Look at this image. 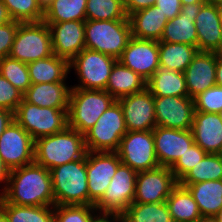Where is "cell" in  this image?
Wrapping results in <instances>:
<instances>
[{"instance_id": "cell-1", "label": "cell", "mask_w": 222, "mask_h": 222, "mask_svg": "<svg viewBox=\"0 0 222 222\" xmlns=\"http://www.w3.org/2000/svg\"><path fill=\"white\" fill-rule=\"evenodd\" d=\"M7 203L24 206H54L50 170L33 162L11 170L4 192Z\"/></svg>"}, {"instance_id": "cell-2", "label": "cell", "mask_w": 222, "mask_h": 222, "mask_svg": "<svg viewBox=\"0 0 222 222\" xmlns=\"http://www.w3.org/2000/svg\"><path fill=\"white\" fill-rule=\"evenodd\" d=\"M84 135L67 127L64 131L35 140L34 162L51 170L86 155Z\"/></svg>"}, {"instance_id": "cell-3", "label": "cell", "mask_w": 222, "mask_h": 222, "mask_svg": "<svg viewBox=\"0 0 222 222\" xmlns=\"http://www.w3.org/2000/svg\"><path fill=\"white\" fill-rule=\"evenodd\" d=\"M55 205H89L86 155L50 170Z\"/></svg>"}, {"instance_id": "cell-4", "label": "cell", "mask_w": 222, "mask_h": 222, "mask_svg": "<svg viewBox=\"0 0 222 222\" xmlns=\"http://www.w3.org/2000/svg\"><path fill=\"white\" fill-rule=\"evenodd\" d=\"M115 101L105 90L71 88L68 127L84 135Z\"/></svg>"}, {"instance_id": "cell-5", "label": "cell", "mask_w": 222, "mask_h": 222, "mask_svg": "<svg viewBox=\"0 0 222 222\" xmlns=\"http://www.w3.org/2000/svg\"><path fill=\"white\" fill-rule=\"evenodd\" d=\"M131 37L129 19L85 21V48L117 60Z\"/></svg>"}, {"instance_id": "cell-6", "label": "cell", "mask_w": 222, "mask_h": 222, "mask_svg": "<svg viewBox=\"0 0 222 222\" xmlns=\"http://www.w3.org/2000/svg\"><path fill=\"white\" fill-rule=\"evenodd\" d=\"M13 119L36 140L64 131L68 127V109L39 107L22 100Z\"/></svg>"}, {"instance_id": "cell-7", "label": "cell", "mask_w": 222, "mask_h": 222, "mask_svg": "<svg viewBox=\"0 0 222 222\" xmlns=\"http://www.w3.org/2000/svg\"><path fill=\"white\" fill-rule=\"evenodd\" d=\"M127 131L122 107L116 100L84 134L86 150L116 152Z\"/></svg>"}, {"instance_id": "cell-8", "label": "cell", "mask_w": 222, "mask_h": 222, "mask_svg": "<svg viewBox=\"0 0 222 222\" xmlns=\"http://www.w3.org/2000/svg\"><path fill=\"white\" fill-rule=\"evenodd\" d=\"M53 55L51 33L42 22L20 23L9 57L23 63H31Z\"/></svg>"}, {"instance_id": "cell-9", "label": "cell", "mask_w": 222, "mask_h": 222, "mask_svg": "<svg viewBox=\"0 0 222 222\" xmlns=\"http://www.w3.org/2000/svg\"><path fill=\"white\" fill-rule=\"evenodd\" d=\"M118 60L104 53L83 49L69 62L80 84L72 88L105 90L114 64Z\"/></svg>"}, {"instance_id": "cell-10", "label": "cell", "mask_w": 222, "mask_h": 222, "mask_svg": "<svg viewBox=\"0 0 222 222\" xmlns=\"http://www.w3.org/2000/svg\"><path fill=\"white\" fill-rule=\"evenodd\" d=\"M116 152L122 164L137 172L160 166L155 153L152 130L127 131Z\"/></svg>"}, {"instance_id": "cell-11", "label": "cell", "mask_w": 222, "mask_h": 222, "mask_svg": "<svg viewBox=\"0 0 222 222\" xmlns=\"http://www.w3.org/2000/svg\"><path fill=\"white\" fill-rule=\"evenodd\" d=\"M137 171L120 164L102 198L94 205L98 213L122 214L135 196Z\"/></svg>"}, {"instance_id": "cell-12", "label": "cell", "mask_w": 222, "mask_h": 222, "mask_svg": "<svg viewBox=\"0 0 222 222\" xmlns=\"http://www.w3.org/2000/svg\"><path fill=\"white\" fill-rule=\"evenodd\" d=\"M35 140L14 119L0 136V157L11 171L34 162Z\"/></svg>"}, {"instance_id": "cell-13", "label": "cell", "mask_w": 222, "mask_h": 222, "mask_svg": "<svg viewBox=\"0 0 222 222\" xmlns=\"http://www.w3.org/2000/svg\"><path fill=\"white\" fill-rule=\"evenodd\" d=\"M120 164L117 152H86L90 206H94L102 198Z\"/></svg>"}, {"instance_id": "cell-14", "label": "cell", "mask_w": 222, "mask_h": 222, "mask_svg": "<svg viewBox=\"0 0 222 222\" xmlns=\"http://www.w3.org/2000/svg\"><path fill=\"white\" fill-rule=\"evenodd\" d=\"M178 184L169 167L140 171L136 177L133 203L166 202L173 188Z\"/></svg>"}, {"instance_id": "cell-15", "label": "cell", "mask_w": 222, "mask_h": 222, "mask_svg": "<svg viewBox=\"0 0 222 222\" xmlns=\"http://www.w3.org/2000/svg\"><path fill=\"white\" fill-rule=\"evenodd\" d=\"M156 126L191 130L195 107L189 96L154 97Z\"/></svg>"}, {"instance_id": "cell-16", "label": "cell", "mask_w": 222, "mask_h": 222, "mask_svg": "<svg viewBox=\"0 0 222 222\" xmlns=\"http://www.w3.org/2000/svg\"><path fill=\"white\" fill-rule=\"evenodd\" d=\"M118 61L148 81L160 67L158 41L131 37Z\"/></svg>"}, {"instance_id": "cell-17", "label": "cell", "mask_w": 222, "mask_h": 222, "mask_svg": "<svg viewBox=\"0 0 222 222\" xmlns=\"http://www.w3.org/2000/svg\"><path fill=\"white\" fill-rule=\"evenodd\" d=\"M117 101L128 131H148L156 127L154 96L147 87Z\"/></svg>"}, {"instance_id": "cell-18", "label": "cell", "mask_w": 222, "mask_h": 222, "mask_svg": "<svg viewBox=\"0 0 222 222\" xmlns=\"http://www.w3.org/2000/svg\"><path fill=\"white\" fill-rule=\"evenodd\" d=\"M152 132L156 157L162 167L170 168L194 143L192 130L156 126Z\"/></svg>"}, {"instance_id": "cell-19", "label": "cell", "mask_w": 222, "mask_h": 222, "mask_svg": "<svg viewBox=\"0 0 222 222\" xmlns=\"http://www.w3.org/2000/svg\"><path fill=\"white\" fill-rule=\"evenodd\" d=\"M46 24L51 33L53 54L70 62L85 49V21Z\"/></svg>"}, {"instance_id": "cell-20", "label": "cell", "mask_w": 222, "mask_h": 222, "mask_svg": "<svg viewBox=\"0 0 222 222\" xmlns=\"http://www.w3.org/2000/svg\"><path fill=\"white\" fill-rule=\"evenodd\" d=\"M217 56L211 51H198L187 66L184 75L188 96L196 97L208 88L216 85Z\"/></svg>"}, {"instance_id": "cell-21", "label": "cell", "mask_w": 222, "mask_h": 222, "mask_svg": "<svg viewBox=\"0 0 222 222\" xmlns=\"http://www.w3.org/2000/svg\"><path fill=\"white\" fill-rule=\"evenodd\" d=\"M195 26L198 36V51L215 52L222 42V26L218 7L208 2L198 6Z\"/></svg>"}, {"instance_id": "cell-22", "label": "cell", "mask_w": 222, "mask_h": 222, "mask_svg": "<svg viewBox=\"0 0 222 222\" xmlns=\"http://www.w3.org/2000/svg\"><path fill=\"white\" fill-rule=\"evenodd\" d=\"M194 143L207 153L222 152V117L219 113L195 111L192 124Z\"/></svg>"}, {"instance_id": "cell-23", "label": "cell", "mask_w": 222, "mask_h": 222, "mask_svg": "<svg viewBox=\"0 0 222 222\" xmlns=\"http://www.w3.org/2000/svg\"><path fill=\"white\" fill-rule=\"evenodd\" d=\"M134 38L160 41L168 19L160 8L153 5L128 16Z\"/></svg>"}, {"instance_id": "cell-24", "label": "cell", "mask_w": 222, "mask_h": 222, "mask_svg": "<svg viewBox=\"0 0 222 222\" xmlns=\"http://www.w3.org/2000/svg\"><path fill=\"white\" fill-rule=\"evenodd\" d=\"M66 82L31 84L23 100L39 107L68 109L71 88Z\"/></svg>"}, {"instance_id": "cell-25", "label": "cell", "mask_w": 222, "mask_h": 222, "mask_svg": "<svg viewBox=\"0 0 222 222\" xmlns=\"http://www.w3.org/2000/svg\"><path fill=\"white\" fill-rule=\"evenodd\" d=\"M196 9L183 8L180 14L168 20L160 41L196 46L198 36L195 26Z\"/></svg>"}, {"instance_id": "cell-26", "label": "cell", "mask_w": 222, "mask_h": 222, "mask_svg": "<svg viewBox=\"0 0 222 222\" xmlns=\"http://www.w3.org/2000/svg\"><path fill=\"white\" fill-rule=\"evenodd\" d=\"M147 87V81L133 70L117 61L109 76L105 91L115 100L140 92Z\"/></svg>"}, {"instance_id": "cell-27", "label": "cell", "mask_w": 222, "mask_h": 222, "mask_svg": "<svg viewBox=\"0 0 222 222\" xmlns=\"http://www.w3.org/2000/svg\"><path fill=\"white\" fill-rule=\"evenodd\" d=\"M27 65L31 84L65 82L70 73L69 61L56 54Z\"/></svg>"}, {"instance_id": "cell-28", "label": "cell", "mask_w": 222, "mask_h": 222, "mask_svg": "<svg viewBox=\"0 0 222 222\" xmlns=\"http://www.w3.org/2000/svg\"><path fill=\"white\" fill-rule=\"evenodd\" d=\"M186 187L196 201L202 217H213L222 208V180H211Z\"/></svg>"}, {"instance_id": "cell-29", "label": "cell", "mask_w": 222, "mask_h": 222, "mask_svg": "<svg viewBox=\"0 0 222 222\" xmlns=\"http://www.w3.org/2000/svg\"><path fill=\"white\" fill-rule=\"evenodd\" d=\"M147 88L154 97L188 96L184 73L162 67L147 81Z\"/></svg>"}, {"instance_id": "cell-30", "label": "cell", "mask_w": 222, "mask_h": 222, "mask_svg": "<svg viewBox=\"0 0 222 222\" xmlns=\"http://www.w3.org/2000/svg\"><path fill=\"white\" fill-rule=\"evenodd\" d=\"M166 204L174 222H198L202 218L198 205L189 190L179 183L166 199Z\"/></svg>"}, {"instance_id": "cell-31", "label": "cell", "mask_w": 222, "mask_h": 222, "mask_svg": "<svg viewBox=\"0 0 222 222\" xmlns=\"http://www.w3.org/2000/svg\"><path fill=\"white\" fill-rule=\"evenodd\" d=\"M159 65L162 68L184 73L198 52L196 46L183 43H168L158 41Z\"/></svg>"}, {"instance_id": "cell-32", "label": "cell", "mask_w": 222, "mask_h": 222, "mask_svg": "<svg viewBox=\"0 0 222 222\" xmlns=\"http://www.w3.org/2000/svg\"><path fill=\"white\" fill-rule=\"evenodd\" d=\"M87 0H53L44 8L45 23L86 21Z\"/></svg>"}, {"instance_id": "cell-33", "label": "cell", "mask_w": 222, "mask_h": 222, "mask_svg": "<svg viewBox=\"0 0 222 222\" xmlns=\"http://www.w3.org/2000/svg\"><path fill=\"white\" fill-rule=\"evenodd\" d=\"M0 208L9 222H54V206L15 205L0 196Z\"/></svg>"}, {"instance_id": "cell-34", "label": "cell", "mask_w": 222, "mask_h": 222, "mask_svg": "<svg viewBox=\"0 0 222 222\" xmlns=\"http://www.w3.org/2000/svg\"><path fill=\"white\" fill-rule=\"evenodd\" d=\"M211 180H222V156L220 154L208 153L178 183L191 185Z\"/></svg>"}, {"instance_id": "cell-35", "label": "cell", "mask_w": 222, "mask_h": 222, "mask_svg": "<svg viewBox=\"0 0 222 222\" xmlns=\"http://www.w3.org/2000/svg\"><path fill=\"white\" fill-rule=\"evenodd\" d=\"M122 214L131 222H173L166 202L132 203Z\"/></svg>"}, {"instance_id": "cell-36", "label": "cell", "mask_w": 222, "mask_h": 222, "mask_svg": "<svg viewBox=\"0 0 222 222\" xmlns=\"http://www.w3.org/2000/svg\"><path fill=\"white\" fill-rule=\"evenodd\" d=\"M128 19L123 0H87L86 20Z\"/></svg>"}, {"instance_id": "cell-37", "label": "cell", "mask_w": 222, "mask_h": 222, "mask_svg": "<svg viewBox=\"0 0 222 222\" xmlns=\"http://www.w3.org/2000/svg\"><path fill=\"white\" fill-rule=\"evenodd\" d=\"M12 20L21 23L42 22L44 9L38 0H1Z\"/></svg>"}, {"instance_id": "cell-38", "label": "cell", "mask_w": 222, "mask_h": 222, "mask_svg": "<svg viewBox=\"0 0 222 222\" xmlns=\"http://www.w3.org/2000/svg\"><path fill=\"white\" fill-rule=\"evenodd\" d=\"M0 74L23 94L31 86L28 65L9 56L0 60Z\"/></svg>"}, {"instance_id": "cell-39", "label": "cell", "mask_w": 222, "mask_h": 222, "mask_svg": "<svg viewBox=\"0 0 222 222\" xmlns=\"http://www.w3.org/2000/svg\"><path fill=\"white\" fill-rule=\"evenodd\" d=\"M97 209L90 205H54V222H92Z\"/></svg>"}, {"instance_id": "cell-40", "label": "cell", "mask_w": 222, "mask_h": 222, "mask_svg": "<svg viewBox=\"0 0 222 222\" xmlns=\"http://www.w3.org/2000/svg\"><path fill=\"white\" fill-rule=\"evenodd\" d=\"M195 111L206 113L222 112V87L214 85L193 98Z\"/></svg>"}, {"instance_id": "cell-41", "label": "cell", "mask_w": 222, "mask_h": 222, "mask_svg": "<svg viewBox=\"0 0 222 222\" xmlns=\"http://www.w3.org/2000/svg\"><path fill=\"white\" fill-rule=\"evenodd\" d=\"M208 153L193 143L187 151L170 167L174 177L179 181L190 169L200 162Z\"/></svg>"}, {"instance_id": "cell-42", "label": "cell", "mask_w": 222, "mask_h": 222, "mask_svg": "<svg viewBox=\"0 0 222 222\" xmlns=\"http://www.w3.org/2000/svg\"><path fill=\"white\" fill-rule=\"evenodd\" d=\"M23 100V93L0 74V109L14 114Z\"/></svg>"}, {"instance_id": "cell-43", "label": "cell", "mask_w": 222, "mask_h": 222, "mask_svg": "<svg viewBox=\"0 0 222 222\" xmlns=\"http://www.w3.org/2000/svg\"><path fill=\"white\" fill-rule=\"evenodd\" d=\"M20 23L12 20L0 25V60L9 56Z\"/></svg>"}, {"instance_id": "cell-44", "label": "cell", "mask_w": 222, "mask_h": 222, "mask_svg": "<svg viewBox=\"0 0 222 222\" xmlns=\"http://www.w3.org/2000/svg\"><path fill=\"white\" fill-rule=\"evenodd\" d=\"M155 6L160 8V11L166 15L168 20L176 17L183 9L180 0H156Z\"/></svg>"}, {"instance_id": "cell-45", "label": "cell", "mask_w": 222, "mask_h": 222, "mask_svg": "<svg viewBox=\"0 0 222 222\" xmlns=\"http://www.w3.org/2000/svg\"><path fill=\"white\" fill-rule=\"evenodd\" d=\"M126 14H130L155 5L156 0H123Z\"/></svg>"}, {"instance_id": "cell-46", "label": "cell", "mask_w": 222, "mask_h": 222, "mask_svg": "<svg viewBox=\"0 0 222 222\" xmlns=\"http://www.w3.org/2000/svg\"><path fill=\"white\" fill-rule=\"evenodd\" d=\"M12 120H13L12 112L0 109V136Z\"/></svg>"}, {"instance_id": "cell-47", "label": "cell", "mask_w": 222, "mask_h": 222, "mask_svg": "<svg viewBox=\"0 0 222 222\" xmlns=\"http://www.w3.org/2000/svg\"><path fill=\"white\" fill-rule=\"evenodd\" d=\"M9 173L10 170L5 166V164L3 163V160L0 157V185L3 183L5 186H3L2 188V192H0V195L4 192L7 183H8V179H9Z\"/></svg>"}, {"instance_id": "cell-48", "label": "cell", "mask_w": 222, "mask_h": 222, "mask_svg": "<svg viewBox=\"0 0 222 222\" xmlns=\"http://www.w3.org/2000/svg\"><path fill=\"white\" fill-rule=\"evenodd\" d=\"M92 222H116V213H96Z\"/></svg>"}, {"instance_id": "cell-49", "label": "cell", "mask_w": 222, "mask_h": 222, "mask_svg": "<svg viewBox=\"0 0 222 222\" xmlns=\"http://www.w3.org/2000/svg\"><path fill=\"white\" fill-rule=\"evenodd\" d=\"M12 19L7 11V7L0 0V25L11 22Z\"/></svg>"}, {"instance_id": "cell-50", "label": "cell", "mask_w": 222, "mask_h": 222, "mask_svg": "<svg viewBox=\"0 0 222 222\" xmlns=\"http://www.w3.org/2000/svg\"><path fill=\"white\" fill-rule=\"evenodd\" d=\"M183 8L196 9L198 6L207 2V0H180Z\"/></svg>"}, {"instance_id": "cell-51", "label": "cell", "mask_w": 222, "mask_h": 222, "mask_svg": "<svg viewBox=\"0 0 222 222\" xmlns=\"http://www.w3.org/2000/svg\"><path fill=\"white\" fill-rule=\"evenodd\" d=\"M216 85L222 87V58L217 57V64H216Z\"/></svg>"}, {"instance_id": "cell-52", "label": "cell", "mask_w": 222, "mask_h": 222, "mask_svg": "<svg viewBox=\"0 0 222 222\" xmlns=\"http://www.w3.org/2000/svg\"><path fill=\"white\" fill-rule=\"evenodd\" d=\"M116 222H131L123 214L116 213Z\"/></svg>"}, {"instance_id": "cell-53", "label": "cell", "mask_w": 222, "mask_h": 222, "mask_svg": "<svg viewBox=\"0 0 222 222\" xmlns=\"http://www.w3.org/2000/svg\"><path fill=\"white\" fill-rule=\"evenodd\" d=\"M216 222H222V208L213 216Z\"/></svg>"}, {"instance_id": "cell-54", "label": "cell", "mask_w": 222, "mask_h": 222, "mask_svg": "<svg viewBox=\"0 0 222 222\" xmlns=\"http://www.w3.org/2000/svg\"><path fill=\"white\" fill-rule=\"evenodd\" d=\"M0 222H9L5 212L0 208Z\"/></svg>"}, {"instance_id": "cell-55", "label": "cell", "mask_w": 222, "mask_h": 222, "mask_svg": "<svg viewBox=\"0 0 222 222\" xmlns=\"http://www.w3.org/2000/svg\"><path fill=\"white\" fill-rule=\"evenodd\" d=\"M214 53L217 57L222 58V42L220 43L219 47L216 49V51Z\"/></svg>"}, {"instance_id": "cell-56", "label": "cell", "mask_w": 222, "mask_h": 222, "mask_svg": "<svg viewBox=\"0 0 222 222\" xmlns=\"http://www.w3.org/2000/svg\"><path fill=\"white\" fill-rule=\"evenodd\" d=\"M198 222H216L213 217H202Z\"/></svg>"}, {"instance_id": "cell-57", "label": "cell", "mask_w": 222, "mask_h": 222, "mask_svg": "<svg viewBox=\"0 0 222 222\" xmlns=\"http://www.w3.org/2000/svg\"><path fill=\"white\" fill-rule=\"evenodd\" d=\"M53 0H38L39 4L43 7V9Z\"/></svg>"}, {"instance_id": "cell-58", "label": "cell", "mask_w": 222, "mask_h": 222, "mask_svg": "<svg viewBox=\"0 0 222 222\" xmlns=\"http://www.w3.org/2000/svg\"><path fill=\"white\" fill-rule=\"evenodd\" d=\"M208 3L214 4L216 6H219L222 4V0H207Z\"/></svg>"}, {"instance_id": "cell-59", "label": "cell", "mask_w": 222, "mask_h": 222, "mask_svg": "<svg viewBox=\"0 0 222 222\" xmlns=\"http://www.w3.org/2000/svg\"><path fill=\"white\" fill-rule=\"evenodd\" d=\"M218 7V13H219V18H220V23L222 26V4L217 6Z\"/></svg>"}]
</instances>
